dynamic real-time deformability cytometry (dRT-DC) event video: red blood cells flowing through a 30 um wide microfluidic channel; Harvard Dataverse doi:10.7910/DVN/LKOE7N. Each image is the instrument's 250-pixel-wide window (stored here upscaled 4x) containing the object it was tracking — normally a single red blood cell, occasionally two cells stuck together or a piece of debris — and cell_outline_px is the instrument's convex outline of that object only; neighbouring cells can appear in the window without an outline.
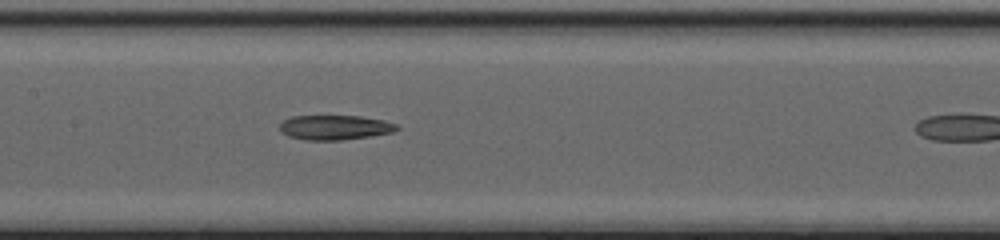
{"species": "common noctule bat (a hibernating species)", "species_latin": "Nyctalus noctula", "temperature_condition": "cold", "stored_images_in_passage": 16, "camera_frame_rate_fps": 3000, "um_per_image_px": 0.085, "animal": {"sex": "female", "body_mass_g": 20.0, "forearm_length_mm": 54.0}, "frame": {"image": 1, "passage_image": 12, "time_ms": 3.667, "image_size_px": [1000, 240], "cell_outline_px": [[400, 128], [392, 132], [368, 136], [340, 140], [304, 140], [288, 136], [280, 132], [280, 124], [284, 120], [292, 116], [360, 116], [384, 120], [396, 124]], "centroid_in_image_um": [28.43, 10.83], "position_along_channel_um": 179.0, "area_um2": 16.76}}